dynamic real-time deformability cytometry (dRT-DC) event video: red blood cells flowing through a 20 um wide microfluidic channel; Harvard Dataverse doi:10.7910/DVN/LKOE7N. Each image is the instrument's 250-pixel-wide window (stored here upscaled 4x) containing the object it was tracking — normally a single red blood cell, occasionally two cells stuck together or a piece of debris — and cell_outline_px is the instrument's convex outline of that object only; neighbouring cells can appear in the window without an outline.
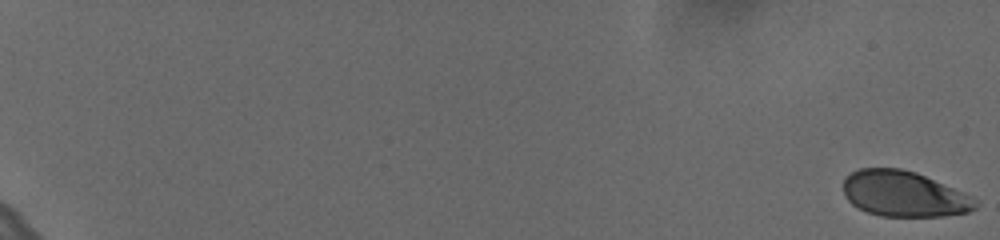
{"species": "human", "species_latin": "Homo sapiens", "temperature_condition": "cold", "stored_images_in_passage": 61, "camera_frame_rate_fps": 3000, "um_per_image_px": 0.085, "donor": {"sex": "female"}, "frame": {"image": 1, "passage_image": 1, "time_ms": 0.0, "image_size_px": [1000, 240], "cell_outline_px": [[980, 204], [976, 208], [968, 212], [944, 216], [880, 216], [868, 212], [852, 204], [848, 200], [844, 192], [844, 176], [860, 168], [900, 168], [916, 172], [964, 192], [972, 196]], "centroid_in_image_um": [76.86, 16.48], "position_along_channel_um": 8.1, "area_um2": 35.2}}
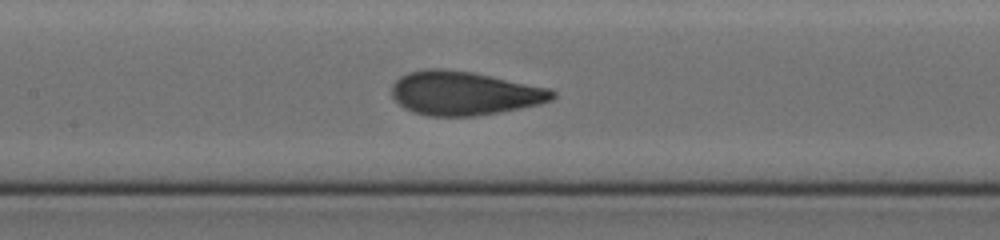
{"frame": {"image": 2, "passage_image": 34, "time_ms": 11.0, "image_size_px": [1000, 240], "cell_outline_px": [[556, 96], [552, 100], [540, 104], [500, 112], [476, 116], [428, 116], [412, 112], [404, 108], [392, 96], [392, 84], [400, 76], [408, 72], [424, 68], [444, 68], [472, 72], [552, 88], [556, 92]], "centroid_in_image_um": [39.47, 7.92], "position_along_channel_um": 167.9, "area_um2": 41.44}}
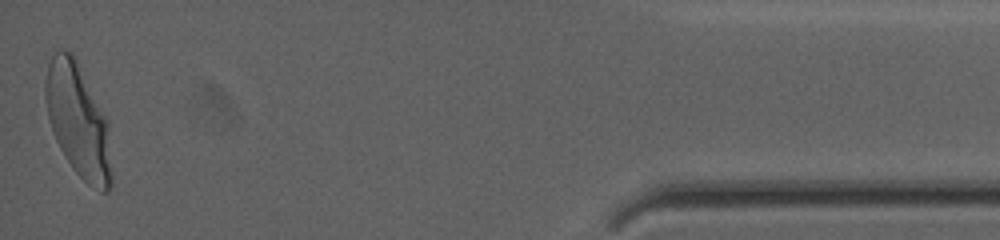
{"frame": {"image": 3, "passage_image": 61, "time_ms": 20.0, "image_size_px": [1000, 240], "cell_outline_px": [[112, 184], [108, 192], [100, 192], [88, 184], [72, 168], [60, 148], [56, 140], [48, 116], [44, 96], [44, 84], [48, 64], [52, 56], [56, 52], [72, 52], [108, 124], [112, 172]], "centroid_in_image_um": [6.64, 10.32], "position_along_channel_um": 428.6, "area_um2": 42.89}, "authors_computed_cell_mechanics": {"area_um2": 39.6508, "velocity_mm_per_s": 3.6032, "shape_relaxation_time_tau1_ms": 2.8409, "shape_relaxation_time_tau2_ms": null, "deformation_change_tau1": 0.142, "deformation_change_tau2": null}}